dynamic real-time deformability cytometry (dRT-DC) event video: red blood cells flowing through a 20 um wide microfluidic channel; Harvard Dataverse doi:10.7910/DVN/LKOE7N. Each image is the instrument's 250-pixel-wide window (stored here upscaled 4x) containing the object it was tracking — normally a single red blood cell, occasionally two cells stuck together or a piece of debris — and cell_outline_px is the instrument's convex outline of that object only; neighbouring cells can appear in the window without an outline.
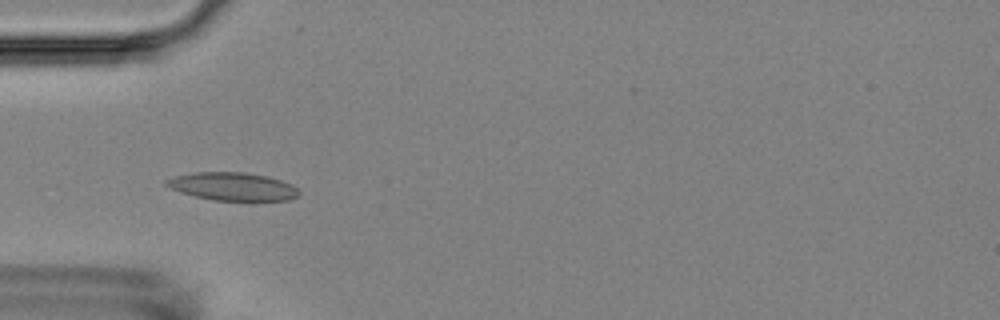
{"species": "Egyptian fruit bat (a non-hibernating species)", "species_latin": "Rousettus aegyptiacus", "temperature_condition": "room temperature", "stored_images_in_passage": 4, "camera_frame_rate_fps": 3000, "um_per_image_px": 0.085, "animal": {"sex": "female"}, "frame": {"image": 1, "passage_image": 3, "time_ms": 3.0, "image_size_px": [1000, 320], "cell_outline_px": [[300, 192], [296, 196], [288, 200], [212, 200], [180, 192], [164, 184], [164, 180], [172, 176], [192, 172], [244, 172], [268, 176], [292, 184]], "centroid_in_image_um": [19.73, 15.83], "position_along_channel_um": 65.3, "area_um2": 21.62}}